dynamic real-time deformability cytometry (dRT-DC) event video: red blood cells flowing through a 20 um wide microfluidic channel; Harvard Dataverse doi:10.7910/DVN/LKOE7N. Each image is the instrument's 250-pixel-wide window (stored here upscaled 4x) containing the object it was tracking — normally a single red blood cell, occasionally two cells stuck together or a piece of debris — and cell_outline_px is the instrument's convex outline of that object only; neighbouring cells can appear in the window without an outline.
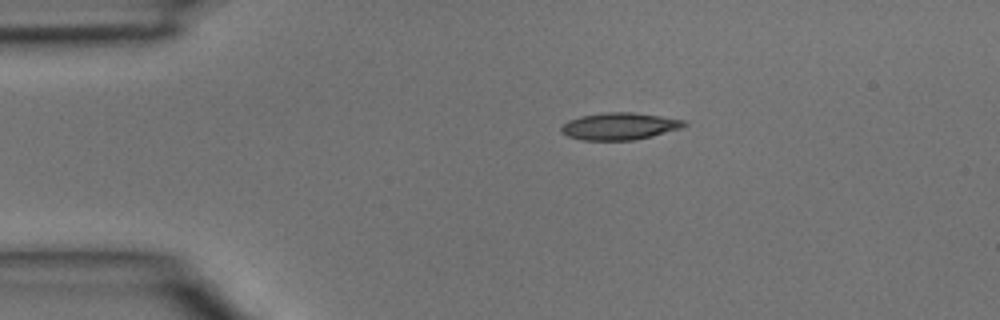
{"species": "common noctule bat (a hibernating species)", "species_latin": "Nyctalus noctula", "temperature_condition": "room temperature", "stored_images_in_passage": 2, "camera_frame_rate_fps": 3000, "um_per_image_px": 0.085, "animal": {"sex": "male", "body_mass_g": 15.6}, "frame": {"image": 1, "passage_image": 1, "time_ms": 0.0, "image_size_px": [1000, 320], "cell_outline_px": [[688, 124], [680, 128], [652, 136], [632, 140], [580, 140], [568, 136], [560, 132], [560, 128], [568, 120], [580, 116], [604, 112], [632, 112], [660, 116], [684, 120]], "centroid_in_image_um": [52.62, 10.73], "position_along_channel_um": 32.4, "area_um2": 19.36}}